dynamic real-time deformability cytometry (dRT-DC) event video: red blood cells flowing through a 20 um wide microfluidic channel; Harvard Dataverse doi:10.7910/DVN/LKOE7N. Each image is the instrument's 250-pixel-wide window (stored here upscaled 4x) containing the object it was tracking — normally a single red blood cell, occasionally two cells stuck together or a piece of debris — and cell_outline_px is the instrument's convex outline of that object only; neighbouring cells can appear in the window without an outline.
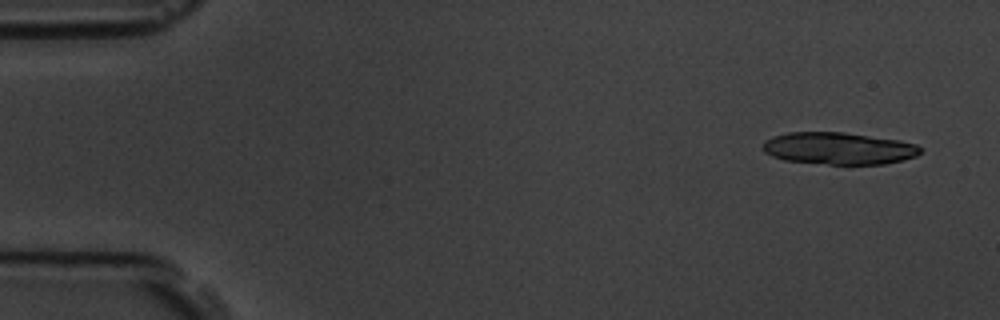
{"species": "common noctule bat (a hibernating species)", "species_latin": "Nyctalus noctula", "temperature_condition": "room temperature", "stored_images_in_passage": 4, "camera_frame_rate_fps": 3000, "um_per_image_px": 0.085, "animal": {"sex": "male", "body_mass_g": 19.5, "forearm_length_mm": 54.6}, "frame": {"image": 1, "passage_image": 1, "time_ms": 0.0, "image_size_px": [1000, 320], "cell_outline_px": [[920, 152], [916, 156], [884, 164], [848, 168], [784, 160], [772, 156], [764, 152], [764, 140], [772, 136], [788, 132], [844, 132], [900, 140], [916, 144], [920, 148]], "centroid_in_image_um": [71.28, 12.66], "position_along_channel_um": 13.7, "area_um2": 30.52}}